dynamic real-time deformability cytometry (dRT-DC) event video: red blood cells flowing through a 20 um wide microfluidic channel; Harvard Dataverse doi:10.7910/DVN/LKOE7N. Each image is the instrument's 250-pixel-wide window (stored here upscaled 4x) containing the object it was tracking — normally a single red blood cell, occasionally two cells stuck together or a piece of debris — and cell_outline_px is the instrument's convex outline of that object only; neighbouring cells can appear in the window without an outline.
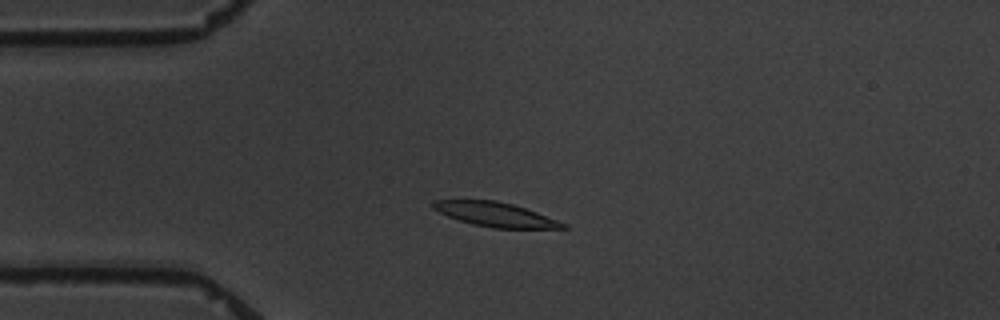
{"species": "common noctule bat (a hibernating species)", "species_latin": "Nyctalus noctula", "temperature_condition": "warm", "stored_images_in_passage": 7, "camera_frame_rate_fps": 3000, "um_per_image_px": 0.085, "animal": {"sex": "male", "body_mass_g": 19.5, "forearm_length_mm": 54.6}, "frame": {"image": 1, "passage_image": 3, "time_ms": 2.333, "image_size_px": [1000, 320], "cell_outline_px": [[568, 228], [492, 228], [472, 224], [448, 216], [432, 208], [432, 200], [496, 200], [512, 204], [536, 212], [568, 224]], "centroid_in_image_um": [42.1, 18.23], "position_along_channel_um": 42.9, "area_um2": 18.21}}
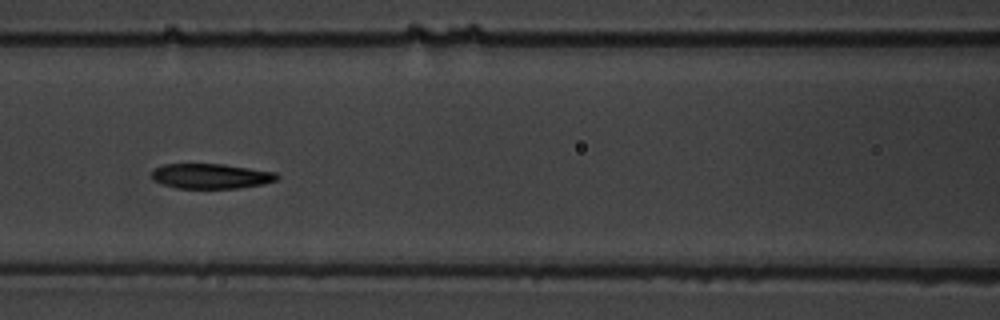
{"frame": {"image": 2, "passage_image": 6, "time_ms": 6.0, "image_size_px": [1000, 320], "cell_outline_px": [[280, 176], [276, 180], [264, 184], [236, 188], [176, 188], [152, 180], [152, 172], [156, 168], [164, 164], [224, 164], [276, 172]], "centroid_in_image_um": [17.95, 14.97], "position_along_channel_um": 148.7, "area_um2": 18.21}}
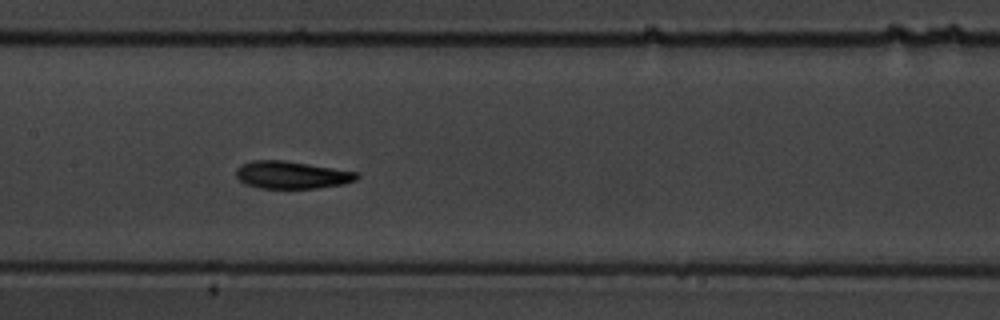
{"frame": {"image": 3, "passage_image": 7, "time_ms": 7.0, "image_size_px": [1000, 320], "cell_outline_px": [[360, 176], [356, 180], [344, 184], [316, 188], [260, 188], [244, 184], [236, 176], [236, 168], [252, 160], [284, 160], [360, 172]], "centroid_in_image_um": [24.82, 14.87], "position_along_channel_um": 182.6, "area_um2": 19.42}}